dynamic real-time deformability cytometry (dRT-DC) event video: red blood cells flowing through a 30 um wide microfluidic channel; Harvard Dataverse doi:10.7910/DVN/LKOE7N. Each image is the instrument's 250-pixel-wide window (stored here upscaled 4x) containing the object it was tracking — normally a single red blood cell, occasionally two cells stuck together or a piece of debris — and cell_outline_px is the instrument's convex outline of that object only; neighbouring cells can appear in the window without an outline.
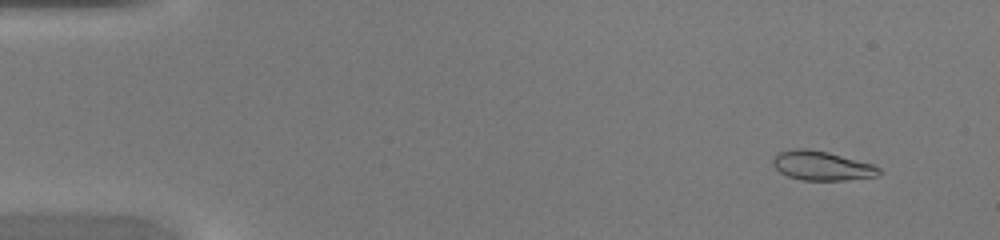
{"species": "common noctule bat (a hibernating species)", "species_latin": "Nyctalus noctula", "temperature_condition": "warm", "stored_images_in_passage": 42, "camera_frame_rate_fps": 3000, "um_per_image_px": 0.085, "animal": {"sex": "female", "body_mass_g": 20.0, "forearm_length_mm": 54.0}, "frame": {"image": 1, "passage_image": 1, "time_ms": 0.0, "image_size_px": [1000, 240], "cell_outline_px": [[884, 172], [876, 176], [844, 180], [804, 180], [788, 176], [780, 172], [772, 164], [772, 160], [776, 152], [796, 148], [808, 148], [828, 152], [872, 164], [880, 168]], "centroid_in_image_um": [69.83, 14.07], "position_along_channel_um": 15.2, "area_um2": 18.15}}
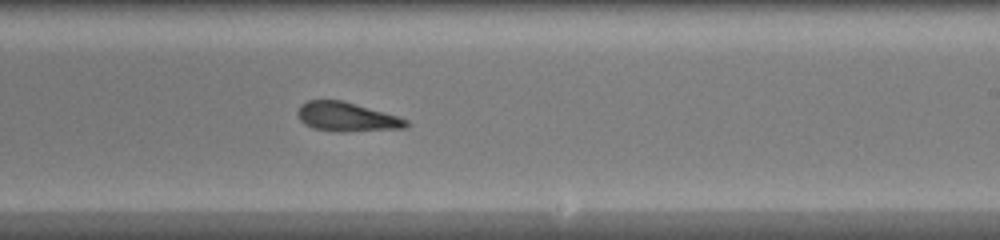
{"frame": {"image": 2, "passage_image": 25, "time_ms": 8.0, "image_size_px": [1000, 240], "cell_outline_px": [[412, 124], [408, 128], [344, 132], [336, 132], [312, 128], [304, 124], [300, 120], [296, 112], [300, 104], [308, 100], [340, 100], [384, 112], [408, 120]], "centroid_in_image_um": [29.47, 9.95], "position_along_channel_um": 259.5, "area_um2": 18.61}}
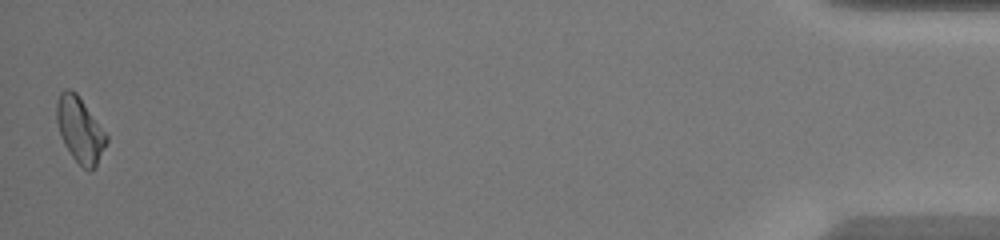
{"frame": {"image": 3, "passage_image": 42, "time_ms": 13.667, "image_size_px": [1000, 240], "cell_outline_px": [[108, 140], [96, 168], [92, 172], [88, 172], [72, 156], [64, 144], [60, 136], [56, 120], [56, 100], [60, 92], [64, 88], [72, 88], [76, 92], [108, 136]], "centroid_in_image_um": [6.78, 11.03], "position_along_channel_um": 428.4, "area_um2": 19.19}}